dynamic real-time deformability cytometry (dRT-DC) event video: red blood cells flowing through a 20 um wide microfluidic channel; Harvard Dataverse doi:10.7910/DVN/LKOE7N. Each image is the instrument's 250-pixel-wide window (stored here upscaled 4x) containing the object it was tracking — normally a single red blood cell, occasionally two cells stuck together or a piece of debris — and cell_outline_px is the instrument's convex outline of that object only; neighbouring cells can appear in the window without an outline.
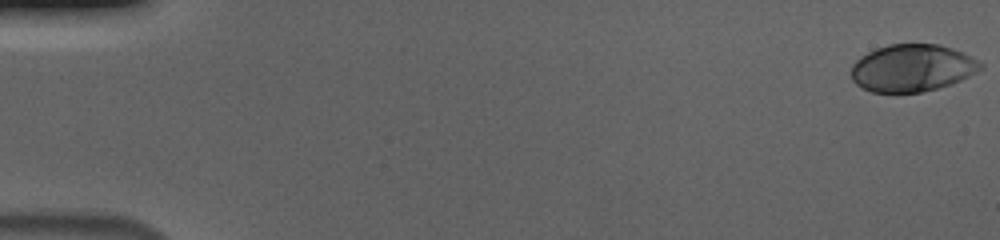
{"species": "human", "species_latin": "Homo sapiens", "temperature_condition": "cold", "stored_images_in_passage": 57, "camera_frame_rate_fps": 3000, "um_per_image_px": 0.085, "donor": {"sex": "male"}, "frame": {"image": 1, "passage_image": 1, "time_ms": 0.0, "image_size_px": [1000, 240], "cell_outline_px": [[984, 68], [952, 84], [920, 92], [872, 92], [856, 84], [852, 80], [852, 64], [860, 56], [876, 48], [888, 44], [940, 44], [952, 48], [984, 64]], "centroid_in_image_um": [77.52, 5.77], "position_along_channel_um": 7.5, "area_um2": 35.43}}
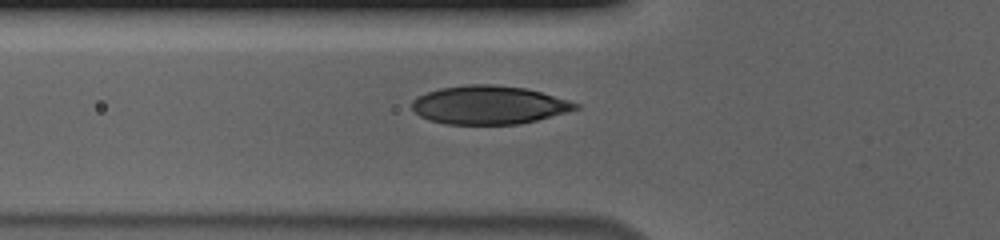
{"frame": {"image": 2, "passage_image": 21, "time_ms": 6.667, "image_size_px": [1000, 240], "cell_outline_px": [[580, 108], [568, 112], [520, 124], [444, 124], [428, 120], [420, 116], [412, 108], [412, 100], [416, 96], [440, 88], [468, 84], [492, 84], [524, 88], [540, 92], [568, 100], [580, 104]], "centroid_in_image_um": [41.54, 8.93], "position_along_channel_um": 84.3, "area_um2": 36.65}}
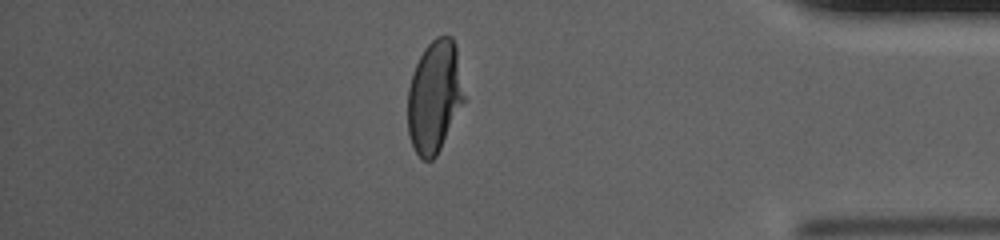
{"frame": {"image": 3, "passage_image": 49, "time_ms": 16.0, "image_size_px": [1000, 240], "cell_outline_px": [[464, 100], [436, 156], [432, 160], [424, 160], [416, 152], [412, 144], [408, 132], [408, 88], [412, 72], [424, 48], [436, 36], [452, 36], [456, 44], [464, 96]], "centroid_in_image_um": [36.91, 8.17], "position_along_channel_um": 398.3, "area_um2": 36.47}, "authors_computed_cell_mechanics": {"area_um2": 36.6452, "velocity_mm_per_s": 3.6789, "shape_relaxation_time_tau1_ms": 4.2535, "shape_relaxation_time_tau2_ms": null, "deformation_change_tau1": 0.1792, "deformation_change_tau2": null}}